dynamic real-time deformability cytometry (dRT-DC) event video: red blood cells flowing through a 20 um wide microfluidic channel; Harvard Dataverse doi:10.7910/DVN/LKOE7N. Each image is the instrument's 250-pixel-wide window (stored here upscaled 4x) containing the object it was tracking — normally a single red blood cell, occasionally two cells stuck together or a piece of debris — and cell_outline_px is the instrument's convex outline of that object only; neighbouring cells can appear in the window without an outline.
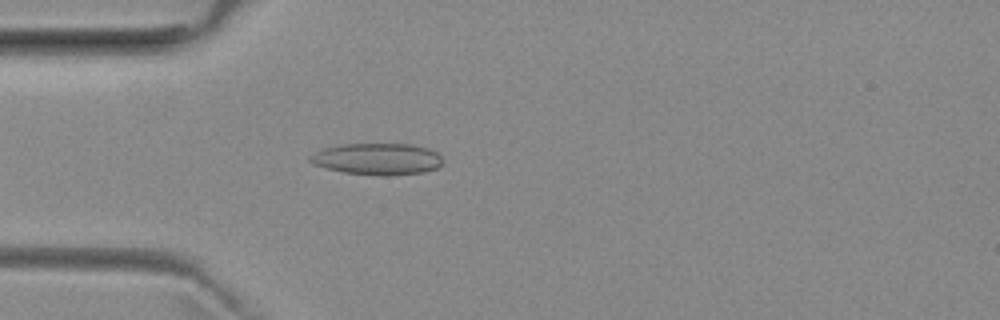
{"species": "common noctule bat (a hibernating species)", "species_latin": "Nyctalus noctula", "temperature_condition": "room temperature", "stored_images_in_passage": 40, "camera_frame_rate_fps": 3000, "um_per_image_px": 0.085, "animal": {"sex": "female", "body_mass_g": 29.2, "forearm_length_mm": 56.3}, "frame": {"image": 1, "passage_image": 3, "time_ms": 0.667, "image_size_px": [1000, 320], "cell_outline_px": [[444, 164], [436, 168], [424, 172], [388, 176], [384, 176], [344, 172], [312, 164], [308, 160], [308, 156], [324, 148], [344, 144], [412, 144], [428, 148], [436, 152], [444, 160]], "centroid_in_image_um": [32.1, 13.51], "position_along_channel_um": 52.9, "area_um2": 24.51}}
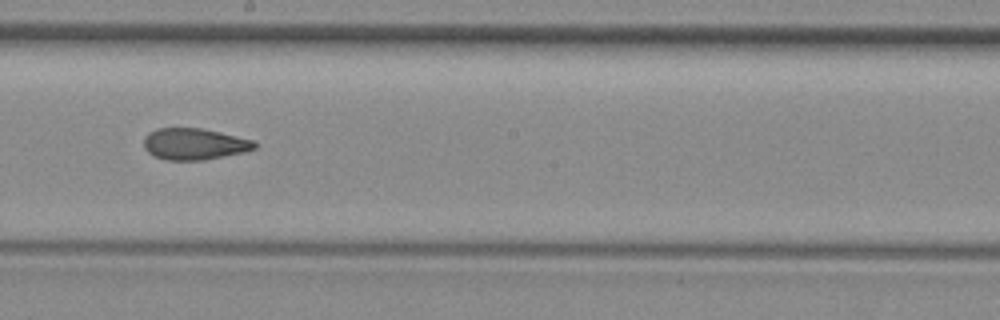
{"frame": {"image": 2, "passage_image": 17, "time_ms": 5.333, "image_size_px": [1000, 320], "cell_outline_px": [[256, 148], [244, 152], [200, 160], [164, 160], [152, 156], [144, 148], [144, 136], [148, 132], [156, 128], [200, 128], [220, 132], [252, 140], [256, 144]], "centroid_in_image_um": [16.45, 12.24], "position_along_channel_um": 231.7, "area_um2": 20.29}}
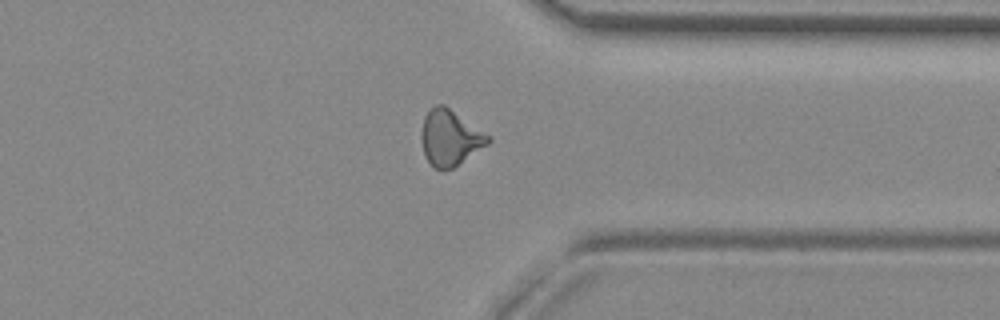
{"frame": {"image": 3, "passage_image": 28, "time_ms": 9.0, "image_size_px": [1000, 320], "cell_outline_px": [[492, 140], [488, 144], [452, 168], [444, 172], [440, 172], [432, 168], [424, 156], [420, 136], [424, 116], [428, 108], [436, 104], [444, 104], [492, 136]], "centroid_in_image_um": [38.22, 11.72], "position_along_channel_um": 373.2, "area_um2": 22.25}, "authors_computed_cell_mechanics": {"area_um2": 20.808, "velocity_mm_per_s": 3.9765, "shape_relaxation_time_tau1_ms": null, "shape_relaxation_time_tau2_ms": 2.8155, "deformation_change_tau1": null, "deformation_change_tau2": 0.1059}}